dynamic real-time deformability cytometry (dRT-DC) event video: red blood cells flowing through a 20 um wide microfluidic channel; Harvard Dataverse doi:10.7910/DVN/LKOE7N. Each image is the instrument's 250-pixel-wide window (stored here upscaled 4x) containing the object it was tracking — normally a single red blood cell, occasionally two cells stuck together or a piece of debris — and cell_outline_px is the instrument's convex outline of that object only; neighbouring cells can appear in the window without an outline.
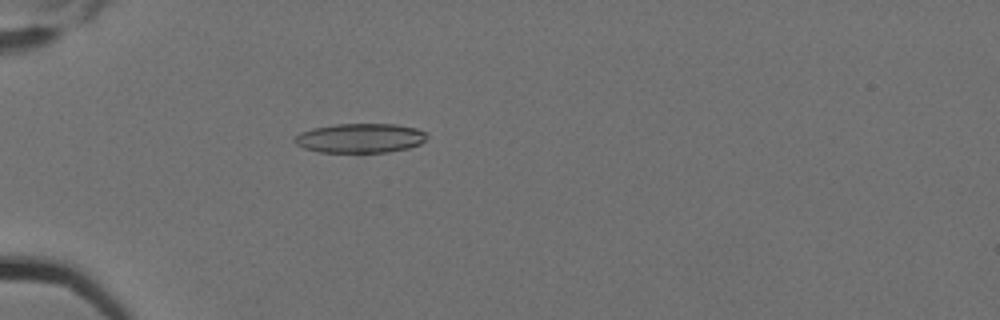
{"species": "Egyptian fruit bat (a non-hibernating species)", "species_latin": "Rousettus aegyptiacus", "temperature_condition": "cold", "stored_images_in_passage": 9, "camera_frame_rate_fps": 3000, "um_per_image_px": 0.085, "animal": {"sex": "female"}, "frame": {"image": 1, "passage_image": 4, "time_ms": 1.0, "image_size_px": [1000, 320], "cell_outline_px": [[428, 136], [420, 144], [408, 148], [388, 152], [320, 152], [304, 148], [296, 144], [292, 140], [300, 132], [312, 128], [336, 124], [396, 124], [416, 128], [424, 132]], "centroid_in_image_um": [30.6, 11.74], "position_along_channel_um": 54.4, "area_um2": 22.66}}